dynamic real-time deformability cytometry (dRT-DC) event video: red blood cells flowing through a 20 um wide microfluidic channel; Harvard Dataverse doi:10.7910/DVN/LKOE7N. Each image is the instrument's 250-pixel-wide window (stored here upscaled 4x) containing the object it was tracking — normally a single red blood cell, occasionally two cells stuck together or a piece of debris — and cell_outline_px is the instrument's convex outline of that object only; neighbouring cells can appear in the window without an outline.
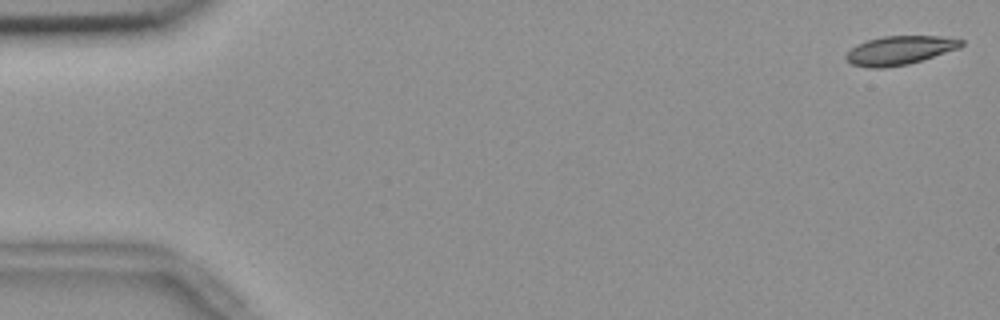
{"species": "common noctule bat (a hibernating species)", "species_latin": "Nyctalus noctula", "temperature_condition": "room temperature", "stored_images_in_passage": 55, "camera_frame_rate_fps": 3000, "um_per_image_px": 0.085, "animal": {"sex": "female", "body_mass_g": 18.4}, "frame": {"image": 1, "passage_image": 1, "time_ms": 0.0, "image_size_px": [1000, 320], "cell_outline_px": [[964, 44], [960, 48], [908, 64], [884, 68], [868, 68], [852, 64], [844, 56], [856, 44], [868, 40], [884, 36], [940, 36], [964, 40]], "centroid_in_image_um": [76.48, 4.28], "position_along_channel_um": 8.5, "area_um2": 19.25}}
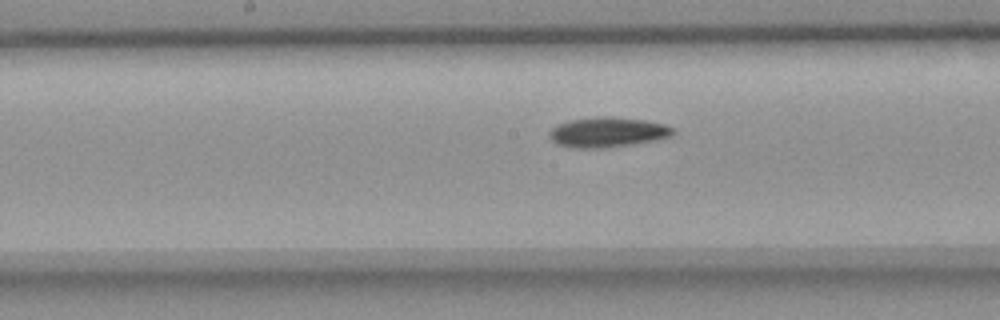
{"frame": {"image": 2, "passage_image": 28, "time_ms": 9.0, "image_size_px": [1000, 320], "cell_outline_px": [[676, 132], [672, 136], [652, 140], [604, 148], [572, 148], [556, 144], [548, 136], [548, 132], [552, 128], [568, 120], [596, 116], [608, 116], [644, 120], [664, 124], [672, 128]], "centroid_in_image_um": [51.59, 11.23], "position_along_channel_um": 196.6, "area_um2": 21.56}}
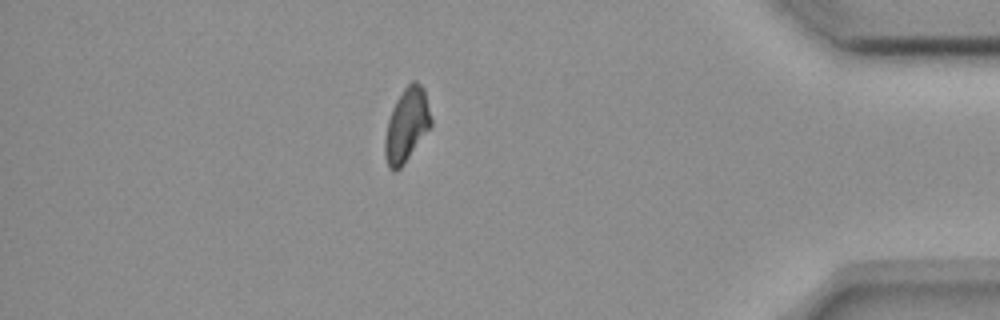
{"frame": {"image": 3, "passage_image": 48, "time_ms": 15.667, "image_size_px": [1000, 320], "cell_outline_px": [[432, 124], [404, 164], [396, 172], [392, 172], [388, 168], [384, 156], [384, 140], [388, 120], [392, 108], [396, 100], [404, 88], [412, 80], [416, 80], [424, 88], [432, 120]], "centroid_in_image_um": [34.54, 10.65], "position_along_channel_um": 400.7, "area_um2": 19.88}, "authors_computed_cell_mechanics": {"area_um2": 20.1144, "velocity_mm_per_s": 3.651, "shape_relaxation_time_tau1_ms": 5.436, "shape_relaxation_time_tau2_ms": null, "deformation_change_tau1": 0.1477, "deformation_change_tau2": null}}